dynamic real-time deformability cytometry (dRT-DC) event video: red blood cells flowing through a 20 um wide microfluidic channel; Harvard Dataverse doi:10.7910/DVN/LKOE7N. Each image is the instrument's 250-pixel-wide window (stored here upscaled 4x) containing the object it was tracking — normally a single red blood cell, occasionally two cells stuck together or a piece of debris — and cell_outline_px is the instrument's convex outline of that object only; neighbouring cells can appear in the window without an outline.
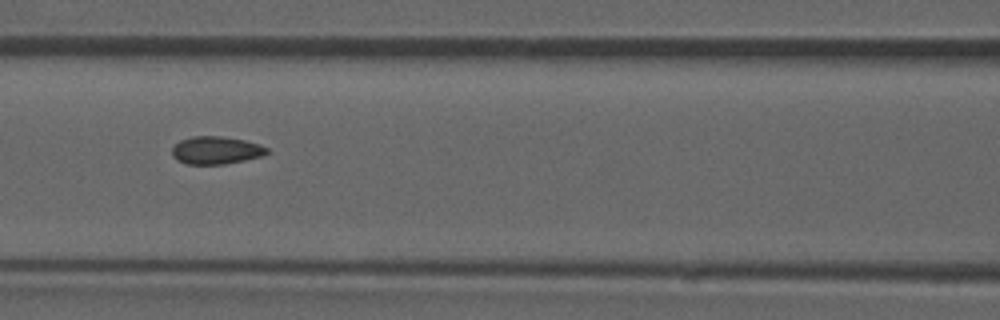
{"species": "common noctule bat (a hibernating species)", "species_latin": "Nyctalus noctula", "temperature_condition": "room temperature", "stored_images_in_passage": 52, "camera_frame_rate_fps": 3000, "um_per_image_px": 0.085, "animal": {"sex": "male", "forearm_length_mm": 52.5}, "frame": {"image": 1, "passage_image": 23, "time_ms": 7.333, "image_size_px": [1000, 320], "cell_outline_px": [[268, 152], [264, 156], [224, 164], [188, 164], [176, 160], [172, 156], [172, 148], [180, 140], [192, 136], [220, 136], [244, 140], [260, 144], [268, 148]], "centroid_in_image_um": [18.36, 12.77], "position_along_channel_um": 148.2, "area_um2": 15.37}, "authors_computed_cell_mechanics": {"area_um2": 15.5482, "velocity_mm_per_s": 3.9331, "shape_relaxation_time_tau1_ms": null, "shape_relaxation_time_tau2_ms": 1.4647, "deformation_change_tau1": null, "deformation_change_tau2": 0.0482}}